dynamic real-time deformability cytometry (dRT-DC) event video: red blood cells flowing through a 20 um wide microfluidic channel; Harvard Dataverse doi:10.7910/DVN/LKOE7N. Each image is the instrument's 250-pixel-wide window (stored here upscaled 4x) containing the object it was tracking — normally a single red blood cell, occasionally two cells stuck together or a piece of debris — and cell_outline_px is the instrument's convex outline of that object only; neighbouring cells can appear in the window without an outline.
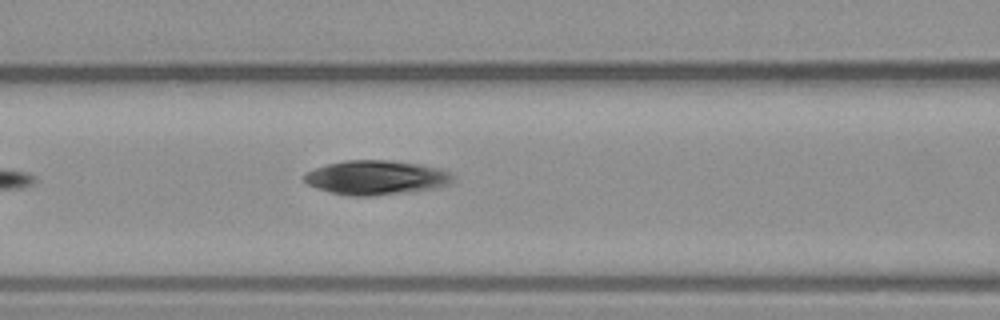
{"species": "common noctule bat (a hibernating species)", "species_latin": "Nyctalus noctula", "temperature_condition": "warm", "stored_images_in_passage": 3, "camera_frame_rate_fps": 3000, "um_per_image_px": 0.085, "animal": {"sex": "male", "body_mass_g": 23.1, "forearm_length_mm": 52.7}, "frame": {"image": 1, "passage_image": 3, "time_ms": 2.333, "image_size_px": [1000, 320], "cell_outline_px": [[456, 176], [448, 184], [432, 188], [368, 196], [352, 196], [332, 192], [316, 188], [308, 184], [304, 180], [304, 176], [308, 172], [316, 168], [328, 164], [344, 160], [388, 160], [420, 164], [440, 168], [452, 172]], "centroid_in_image_um": [31.99, 15.07], "position_along_channel_um": 134.6, "area_um2": 29.3}}